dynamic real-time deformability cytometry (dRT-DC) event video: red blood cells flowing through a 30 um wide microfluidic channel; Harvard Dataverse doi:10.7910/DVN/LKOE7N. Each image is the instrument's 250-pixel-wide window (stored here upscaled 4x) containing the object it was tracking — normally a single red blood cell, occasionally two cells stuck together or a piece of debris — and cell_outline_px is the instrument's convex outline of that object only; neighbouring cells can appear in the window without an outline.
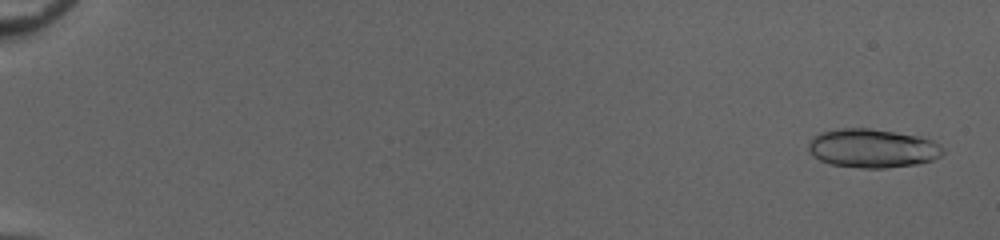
{"species": "common noctule bat (a hibernating species)", "species_latin": "Nyctalus noctula", "temperature_condition": "cold", "stored_images_in_passage": 32, "segment_of_instrument_passage": [1, 2], "camera_frame_rate_fps": 3000, "um_per_image_px": 0.085, "animal": {"sex": "female", "body_mass_g": 20.0, "forearm_length_mm": 54.0}, "frame": {"image": 1, "passage_image": 2, "time_ms": 0.333, "image_size_px": [1000, 240], "cell_outline_px": [[944, 152], [940, 156], [932, 160], [916, 164], [884, 168], [864, 168], [832, 164], [820, 160], [812, 156], [808, 148], [808, 144], [812, 136], [820, 132], [840, 128], [868, 128], [920, 136], [932, 140], [940, 144], [944, 148]], "centroid_in_image_um": [74.15, 12.6], "position_along_channel_um": 10.8, "area_um2": 30.46}}
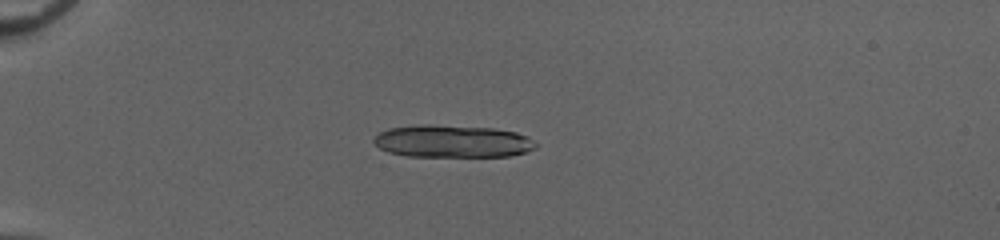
{"frame": {"image": 2, "passage_image": 16, "time_ms": 5.0, "image_size_px": [1000, 240], "cell_outline_px": [[536, 148], [528, 152], [512, 156], [408, 156], [388, 152], [380, 148], [372, 140], [380, 132], [388, 128], [416, 124], [428, 124], [492, 128], [516, 132], [528, 136], [536, 144]], "centroid_in_image_um": [38.46, 12.0], "position_along_channel_um": 46.5, "area_um2": 30.81}}